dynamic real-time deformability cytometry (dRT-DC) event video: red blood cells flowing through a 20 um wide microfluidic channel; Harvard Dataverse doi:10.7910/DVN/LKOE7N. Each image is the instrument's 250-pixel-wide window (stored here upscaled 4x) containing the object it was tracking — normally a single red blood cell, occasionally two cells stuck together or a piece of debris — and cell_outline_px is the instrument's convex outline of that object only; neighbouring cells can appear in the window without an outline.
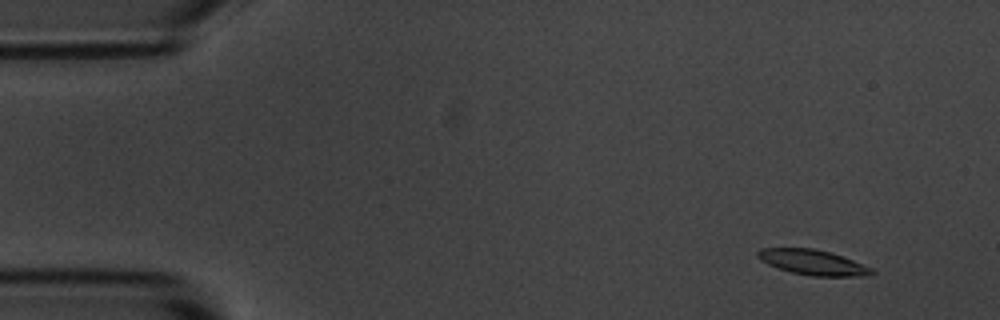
{"species": "common noctule bat (a hibernating species)", "species_latin": "Nyctalus noctula", "temperature_condition": "room temperature", "stored_images_in_passage": 12, "camera_frame_rate_fps": 3000, "um_per_image_px": 0.085, "animal": {"sex": "male", "body_mass_g": 20.1, "forearm_length_mm": 53.5}, "frame": {"image": 1, "passage_image": 2, "time_ms": 0.333, "image_size_px": [1000, 320], "cell_outline_px": [[876, 272], [868, 276], [812, 276], [792, 272], [768, 264], [760, 260], [756, 256], [756, 252], [760, 248], [812, 248], [828, 252], [852, 260], [872, 268]], "centroid_in_image_um": [69.07, 22.3], "position_along_channel_um": 15.9, "area_um2": 16.53}}